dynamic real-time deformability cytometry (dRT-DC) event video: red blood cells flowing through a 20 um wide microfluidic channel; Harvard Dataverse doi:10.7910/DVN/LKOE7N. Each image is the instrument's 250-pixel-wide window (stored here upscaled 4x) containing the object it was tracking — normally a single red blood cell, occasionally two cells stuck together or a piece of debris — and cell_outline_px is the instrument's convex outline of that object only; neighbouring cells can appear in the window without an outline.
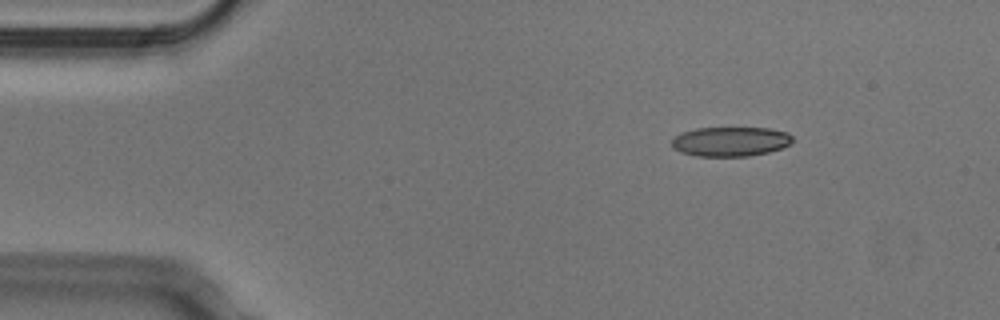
{"species": "Egyptian fruit bat (a non-hibernating species)", "species_latin": "Rousettus aegyptiacus", "temperature_condition": "cold", "stored_images_in_passage": 46, "camera_frame_rate_fps": 3000, "um_per_image_px": 0.085, "animal": {"sex": "male"}, "frame": {"image": 1, "passage_image": 1, "time_ms": 0.0, "image_size_px": [1000, 320], "cell_outline_px": [[792, 140], [788, 144], [780, 148], [768, 152], [748, 156], [696, 156], [680, 152], [672, 148], [672, 140], [680, 132], [696, 128], [768, 128], [788, 132], [792, 136]], "centroid_in_image_um": [62.05, 12.02], "position_along_channel_um": 22.9, "area_um2": 20.75}}
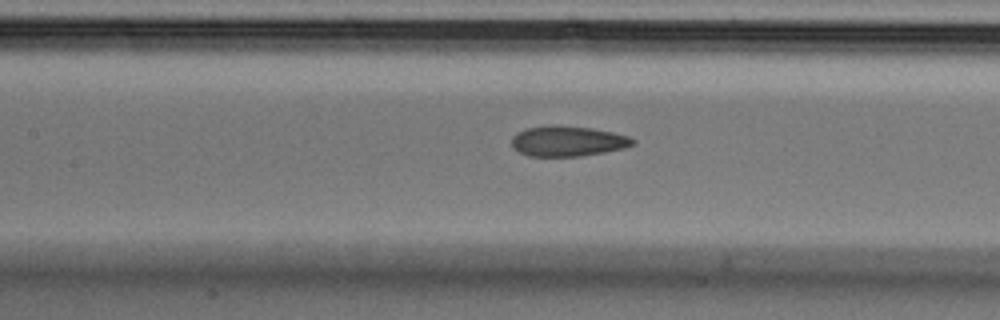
{"frame": {"image": 2, "passage_image": 17, "time_ms": 5.333, "image_size_px": [1000, 320], "cell_outline_px": [[636, 144], [624, 148], [604, 152], [580, 156], [528, 156], [512, 148], [512, 136], [516, 132], [524, 128], [592, 128], [612, 132], [628, 136], [636, 140]], "centroid_in_image_um": [48.28, 12.04], "position_along_channel_um": 159.1, "area_um2": 20.69}}
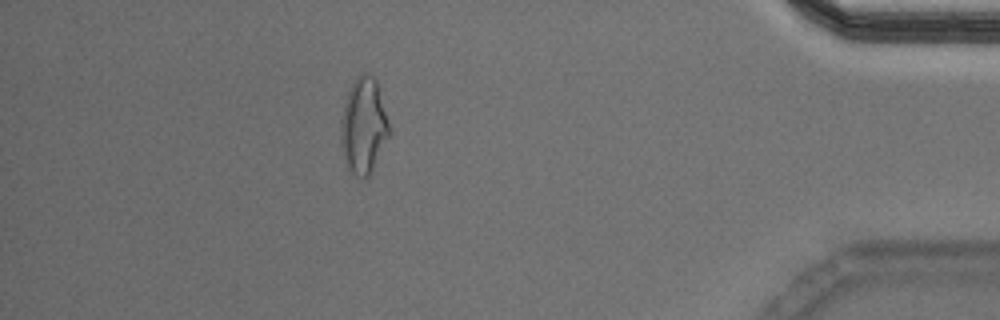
{"frame": {"image": 3, "passage_image": 40, "time_ms": 13.0, "image_size_px": [1000, 320], "cell_outline_px": [[392, 132], [372, 172], [364, 180], [356, 176], [348, 168], [344, 156], [340, 140], [340, 120], [348, 88], [356, 76], [368, 72], [376, 80]], "centroid_in_image_um": [30.91, 10.7], "position_along_channel_um": 404.3, "area_um2": 27.51}, "authors_computed_cell_mechanics": {"area_um2": 22.1085, "velocity_mm_per_s": 3.8106, "shape_relaxation_time_tau1_ms": 9.9119, "shape_relaxation_time_tau2_ms": 1.9142, "deformation_change_tau1": 0.2047, "deformation_change_tau2": 0.0902}}